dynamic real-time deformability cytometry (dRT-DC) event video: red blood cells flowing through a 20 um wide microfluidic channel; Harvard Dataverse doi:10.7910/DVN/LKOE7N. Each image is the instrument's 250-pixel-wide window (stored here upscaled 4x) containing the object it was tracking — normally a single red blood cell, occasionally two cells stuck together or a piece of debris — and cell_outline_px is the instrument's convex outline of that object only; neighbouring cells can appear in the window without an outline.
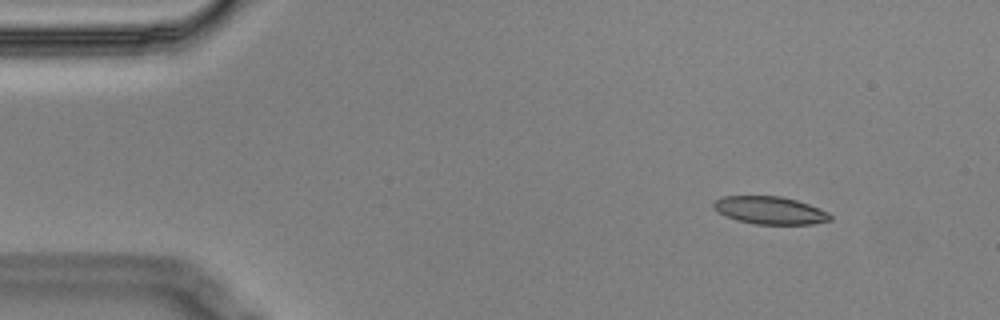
{"species": "Egyptian fruit bat (a non-hibernating species)", "species_latin": "Rousettus aegyptiacus", "temperature_condition": "cold", "stored_images_in_passage": 11, "camera_frame_rate_fps": 3000, "um_per_image_px": 0.085, "animal": {"sex": "male"}, "frame": {"image": 1, "passage_image": 2, "time_ms": 0.333, "image_size_px": [1000, 320], "cell_outline_px": [[832, 220], [812, 224], [756, 224], [736, 220], [724, 216], [712, 208], [712, 204], [716, 200], [724, 196], [780, 196], [796, 200], [820, 208], [828, 212], [832, 216]], "centroid_in_image_um": [65.44, 17.88], "position_along_channel_um": 19.6, "area_um2": 18.9}}
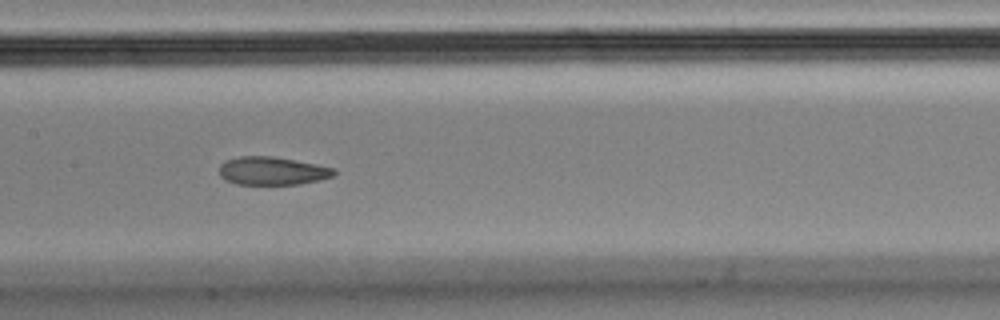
{"frame": {"image": 2, "passage_image": 8, "time_ms": 2.333, "image_size_px": [1000, 320], "cell_outline_px": [[336, 172], [332, 176], [320, 180], [300, 184], [236, 184], [224, 180], [220, 176], [220, 164], [228, 160], [240, 156], [272, 156], [316, 164], [336, 168]], "centroid_in_image_um": [23.15, 14.53], "position_along_channel_um": 184.3, "area_um2": 18.79}}